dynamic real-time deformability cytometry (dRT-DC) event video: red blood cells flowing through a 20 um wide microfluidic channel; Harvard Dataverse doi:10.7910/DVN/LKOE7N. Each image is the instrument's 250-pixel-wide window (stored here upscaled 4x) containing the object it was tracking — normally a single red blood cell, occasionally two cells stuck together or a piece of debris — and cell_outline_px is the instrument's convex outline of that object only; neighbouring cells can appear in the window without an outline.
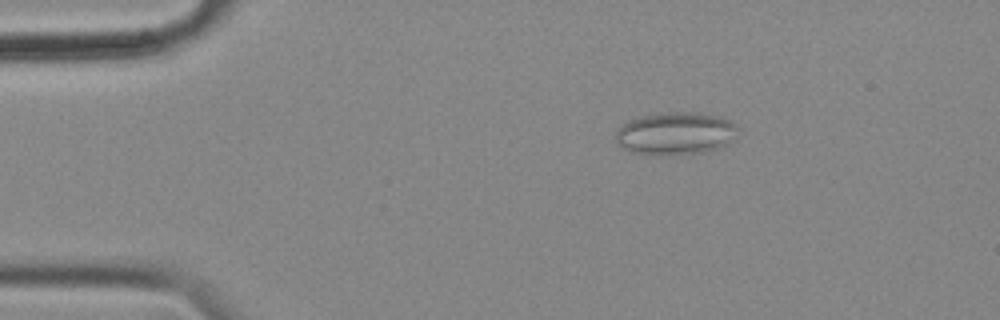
{"species": "common noctule bat (a hibernating species)", "species_latin": "Nyctalus noctula", "temperature_condition": "cold", "stored_images_in_passage": 57, "camera_frame_rate_fps": 3000, "um_per_image_px": 0.085, "animal": {"sex": "female", "body_mass_g": 18.4}, "frame": {"image": 1, "passage_image": 10, "time_ms": 3.0, "image_size_px": [1000, 320], "cell_outline_px": [[740, 128], [736, 140], [728, 144], [716, 148], [700, 152], [660, 156], [632, 152], [616, 144], [616, 128], [628, 120], [636, 116], [668, 112], [700, 112], [720, 116], [732, 120]], "centroid_in_image_um": [57.45, 11.32], "position_along_channel_um": 27.6, "area_um2": 31.15}}
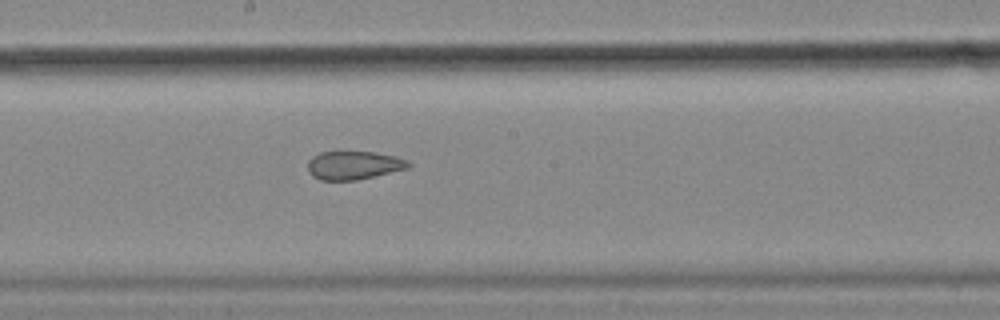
{"frame": {"image": 2, "passage_image": 31, "time_ms": 10.0, "image_size_px": [1000, 320], "cell_outline_px": [[412, 164], [408, 168], [376, 176], [356, 180], [320, 180], [312, 176], [308, 172], [308, 160], [312, 156], [320, 152], [372, 152], [396, 156], [408, 160]], "centroid_in_image_um": [30.06, 14.05], "position_along_channel_um": 218.1, "area_um2": 16.76}}
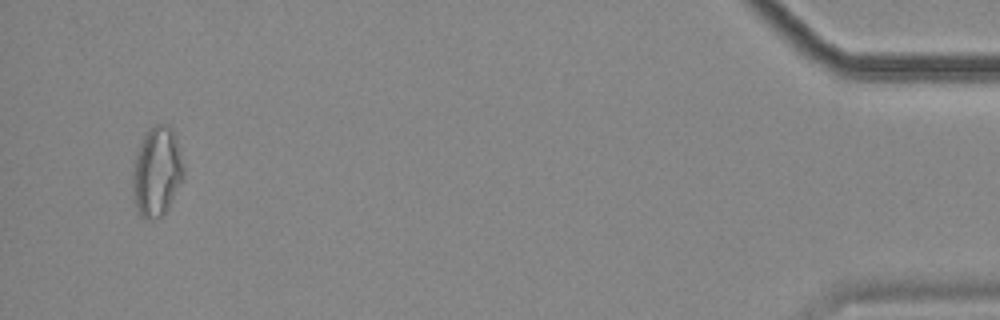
{"frame": {"image": 3, "passage_image": 55, "time_ms": 18.0, "image_size_px": [1000, 320], "cell_outline_px": [[184, 176], [168, 208], [160, 216], [148, 220], [140, 216], [136, 212], [132, 192], [132, 160], [144, 132], [148, 128], [156, 124], [168, 124], [172, 128], [184, 164]], "centroid_in_image_um": [13.29, 14.57], "position_along_channel_um": 421.9, "area_um2": 27.22}, "authors_computed_cell_mechanics": {"area_um2": 22.4842, "velocity_mm_per_s": 3.534, "shape_relaxation_time_tau1_ms": null, "shape_relaxation_time_tau2_ms": 2.5902, "deformation_change_tau1": null, "deformation_change_tau2": 0.095}}